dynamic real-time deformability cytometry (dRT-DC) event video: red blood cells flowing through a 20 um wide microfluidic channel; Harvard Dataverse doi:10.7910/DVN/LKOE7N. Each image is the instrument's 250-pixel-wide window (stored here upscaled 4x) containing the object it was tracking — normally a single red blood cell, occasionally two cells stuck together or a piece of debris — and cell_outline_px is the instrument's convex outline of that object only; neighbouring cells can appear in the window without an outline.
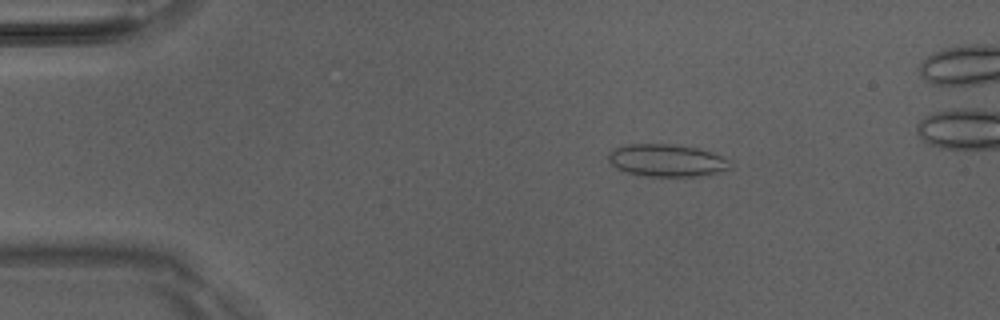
{"species": "Egyptian fruit bat (a non-hibernating species)", "species_latin": "Rousettus aegyptiacus", "temperature_condition": "room temperature", "stored_images_in_passage": 51, "camera_frame_rate_fps": 3000, "um_per_image_px": 0.085, "animal": {"sex": "male"}, "frame": {"image": 1, "passage_image": 9, "time_ms": 2.667, "image_size_px": [1000, 320], "cell_outline_px": [[732, 168], [708, 176], [644, 176], [628, 172], [616, 168], [608, 160], [608, 152], [616, 148], [628, 144], [672, 144], [700, 148], [712, 152], [732, 160]], "centroid_in_image_um": [56.75, 13.64], "position_along_channel_um": 28.2, "area_um2": 23.35}}
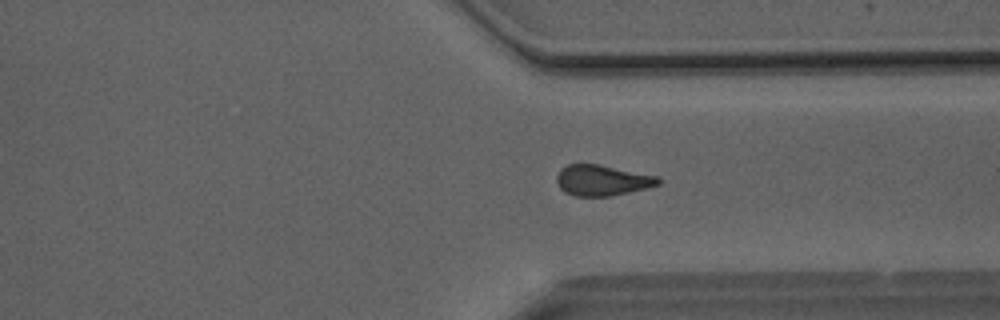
{"frame": {"image": 2, "passage_image": 38, "time_ms": 12.333, "image_size_px": [1000, 320], "cell_outline_px": [[660, 184], [648, 188], [612, 196], [576, 196], [564, 192], [560, 188], [556, 180], [556, 176], [560, 168], [568, 164], [600, 164], [660, 176]], "centroid_in_image_um": [51.21, 15.32], "position_along_channel_um": 360.2, "area_um2": 18.5}}
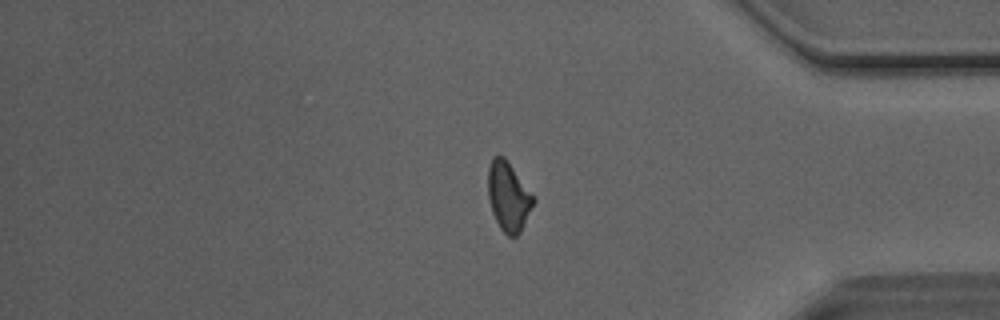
{"frame": {"image": 3, "passage_image": 42, "time_ms": 13.667, "image_size_px": [1000, 320], "cell_outline_px": [[536, 200], [520, 232], [516, 236], [508, 236], [500, 228], [492, 212], [488, 200], [488, 168], [492, 156], [504, 156], [536, 196]], "centroid_in_image_um": [43.23, 16.68], "position_along_channel_um": 392.0, "area_um2": 18.55}, "authors_computed_cell_mechanics": {"area_um2": 19.1318, "velocity_mm_per_s": 4.101, "shape_relaxation_time_tau1_ms": 6.807, "shape_relaxation_time_tau2_ms": 1.7376, "deformation_change_tau1": 0.1233, "deformation_change_tau2": 0.0865}}